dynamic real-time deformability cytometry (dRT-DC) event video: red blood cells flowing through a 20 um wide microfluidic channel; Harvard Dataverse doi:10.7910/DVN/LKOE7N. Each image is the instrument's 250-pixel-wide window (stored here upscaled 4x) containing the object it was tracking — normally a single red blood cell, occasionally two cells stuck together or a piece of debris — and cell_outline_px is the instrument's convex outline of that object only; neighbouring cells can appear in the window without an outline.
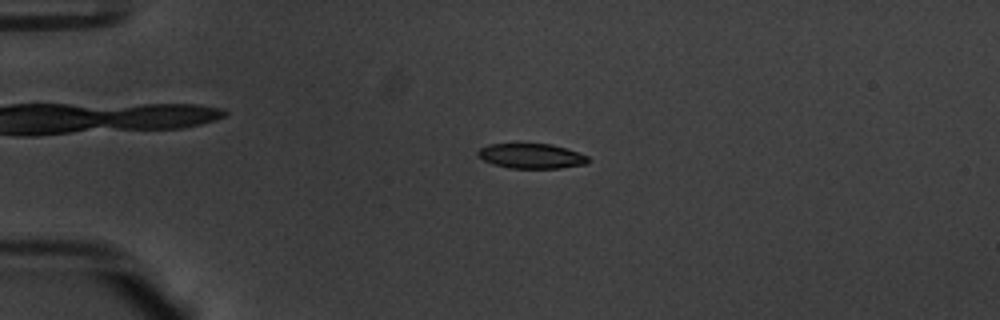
{"species": "common noctule bat (a hibernating species)", "species_latin": "Nyctalus noctula", "temperature_condition": "warm", "stored_images_in_passage": 49, "camera_frame_rate_fps": 3000, "um_per_image_px": 0.085, "animal": {"sex": "male", "body_mass_g": 20.1, "forearm_length_mm": 53.5}, "frame": {"image": 1, "passage_image": 8, "time_ms": 2.333, "image_size_px": [1000, 320], "cell_outline_px": [[588, 164], [560, 168], [508, 168], [492, 164], [476, 156], [476, 152], [480, 148], [488, 144], [520, 140], [552, 144], [588, 156]], "centroid_in_image_um": [45.07, 13.21], "position_along_channel_um": 39.9, "area_um2": 16.94}}
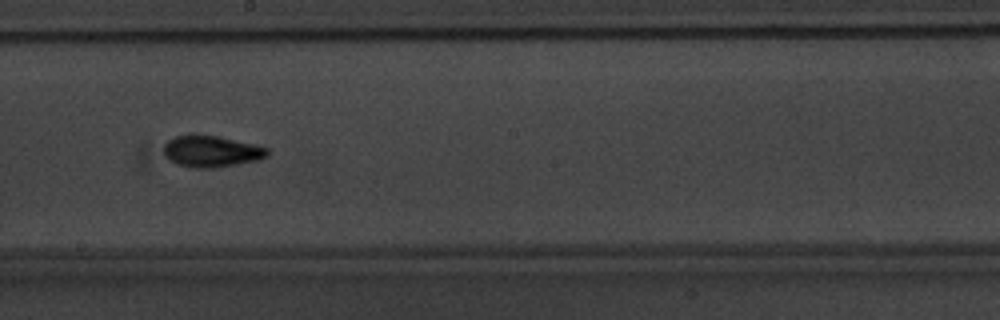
{"frame": {"image": 2, "passage_image": 26, "time_ms": 8.333, "image_size_px": [1000, 320], "cell_outline_px": [[272, 152], [268, 156], [260, 160], [212, 168], [196, 168], [176, 164], [168, 160], [164, 156], [164, 144], [168, 140], [176, 136], [192, 132], [220, 136], [256, 144], [268, 148]], "centroid_in_image_um": [17.98, 12.83], "position_along_channel_um": 230.2, "area_um2": 19.71}}
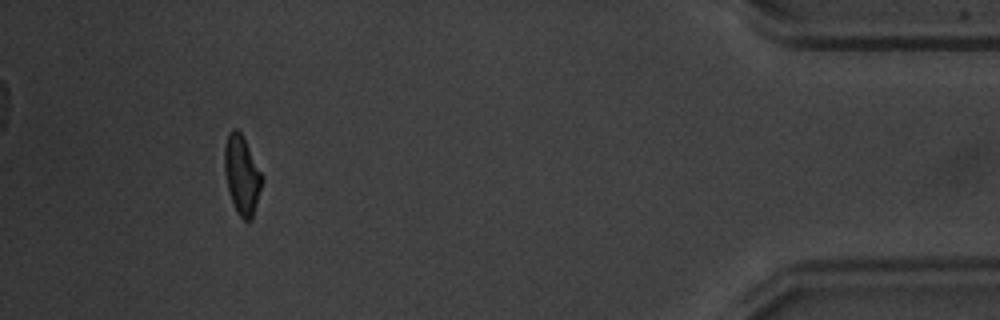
{"frame": {"image": 3, "passage_image": 45, "time_ms": 14.667, "image_size_px": [1000, 320], "cell_outline_px": [[264, 180], [252, 220], [244, 220], [236, 212], [228, 192], [224, 172], [224, 148], [228, 136], [232, 128], [236, 128], [240, 132], [264, 176]], "centroid_in_image_um": [20.57, 14.91], "position_along_channel_um": 414.6, "area_um2": 17.4}, "authors_computed_cell_mechanics": {"area_um2": 17.34, "velocity_mm_per_s": 3.8055, "shape_relaxation_time_tau1_ms": 2.7131, "shape_relaxation_time_tau2_ms": 1.4047, "deformation_change_tau1": 0.1492, "deformation_change_tau2": 0.0675}}